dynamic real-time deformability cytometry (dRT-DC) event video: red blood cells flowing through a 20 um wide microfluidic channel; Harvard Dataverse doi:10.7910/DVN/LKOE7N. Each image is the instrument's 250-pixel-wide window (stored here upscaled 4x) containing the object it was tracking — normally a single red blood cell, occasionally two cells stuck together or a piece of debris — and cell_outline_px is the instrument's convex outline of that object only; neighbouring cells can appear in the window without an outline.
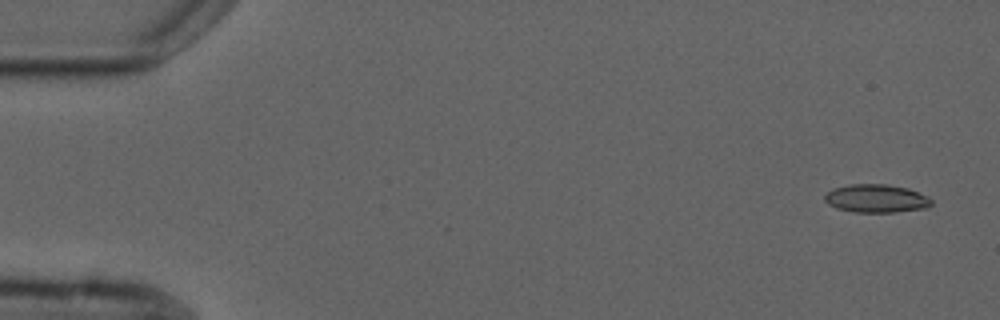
{"species": "common noctule bat (a hibernating species)", "species_latin": "Nyctalus noctula", "temperature_condition": "cold", "stored_images_in_passage": 4, "camera_frame_rate_fps": 3000, "um_per_image_px": 0.085, "animal": {"sex": "male", "forearm_length_mm": 52.5}, "frame": {"image": 1, "passage_image": 1, "time_ms": 0.0, "image_size_px": [1000, 320], "cell_outline_px": [[932, 204], [928, 208], [892, 212], [852, 212], [836, 208], [828, 204], [824, 200], [824, 196], [832, 188], [848, 184], [888, 184], [908, 188], [928, 196], [932, 200]], "centroid_in_image_um": [74.48, 16.86], "position_along_channel_um": 10.5, "area_um2": 17.74}}
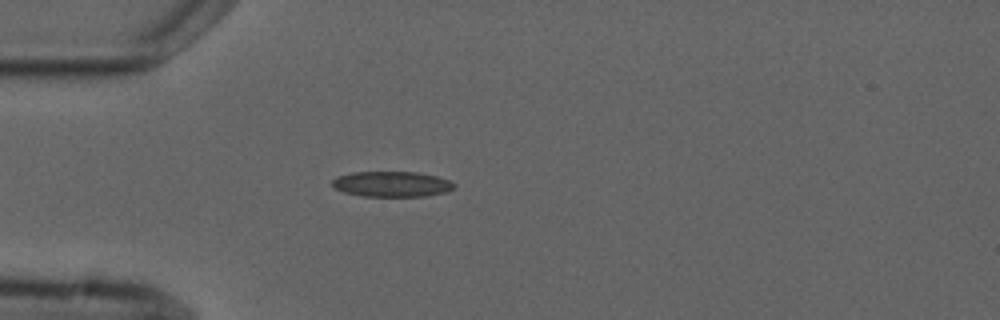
{"frame": {"image": 2, "passage_image": 4, "time_ms": 4.333, "image_size_px": [1000, 320], "cell_outline_px": [[456, 184], [448, 192], [428, 196], [364, 196], [344, 192], [336, 188], [332, 184], [332, 180], [336, 176], [352, 172], [416, 172], [436, 176], [448, 180]], "centroid_in_image_um": [33.31, 15.64], "position_along_channel_um": 51.7, "area_um2": 18.03}}